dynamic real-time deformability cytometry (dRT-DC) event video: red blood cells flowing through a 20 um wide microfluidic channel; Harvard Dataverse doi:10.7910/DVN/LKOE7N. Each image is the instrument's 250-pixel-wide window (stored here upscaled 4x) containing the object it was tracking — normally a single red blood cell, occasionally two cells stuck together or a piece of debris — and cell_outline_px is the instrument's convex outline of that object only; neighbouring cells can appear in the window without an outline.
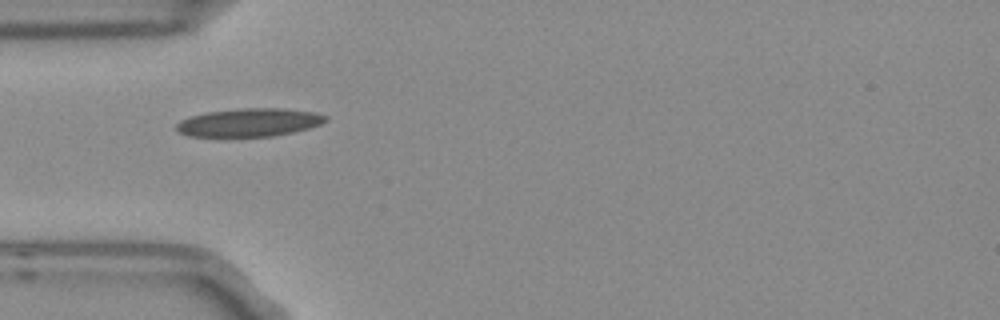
{"species": "Egyptian fruit bat (a non-hibernating species)", "species_latin": "Rousettus aegyptiacus", "temperature_condition": "room temperature", "stored_images_in_passage": 7, "camera_frame_rate_fps": 3000, "um_per_image_px": 0.085, "frame": {"image": 1, "passage_image": 5, "time_ms": 1.333, "image_size_px": [1000, 320], "cell_outline_px": [[328, 120], [320, 124], [308, 128], [292, 132], [272, 136], [188, 136], [180, 132], [176, 128], [176, 124], [180, 120], [204, 112], [240, 108], [284, 108], [316, 112], [328, 116]], "centroid_in_image_um": [21.21, 10.39], "position_along_channel_um": 63.8, "area_um2": 24.51}}
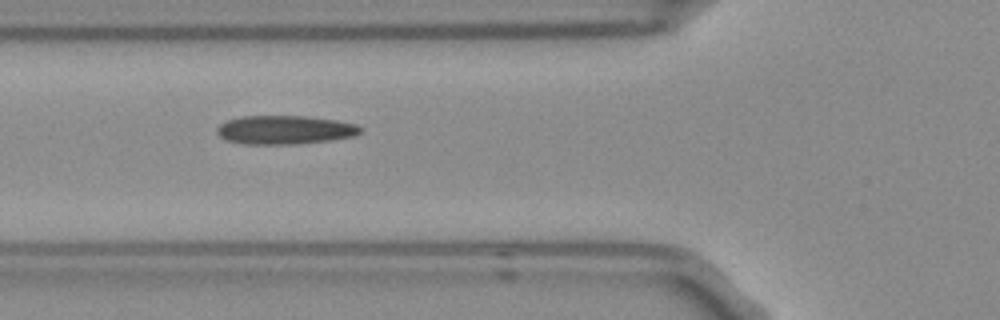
{"frame": {"image": 2, "passage_image": 6, "time_ms": 1.667, "image_size_px": [1000, 320], "cell_outline_px": [[364, 132], [352, 136], [332, 140], [296, 144], [244, 144], [224, 140], [216, 132], [216, 128], [220, 124], [228, 120], [240, 116], [304, 116], [336, 120], [356, 124], [364, 128]], "centroid_in_image_um": [24.22, 11.04], "position_along_channel_um": 101.6, "area_um2": 24.22}}